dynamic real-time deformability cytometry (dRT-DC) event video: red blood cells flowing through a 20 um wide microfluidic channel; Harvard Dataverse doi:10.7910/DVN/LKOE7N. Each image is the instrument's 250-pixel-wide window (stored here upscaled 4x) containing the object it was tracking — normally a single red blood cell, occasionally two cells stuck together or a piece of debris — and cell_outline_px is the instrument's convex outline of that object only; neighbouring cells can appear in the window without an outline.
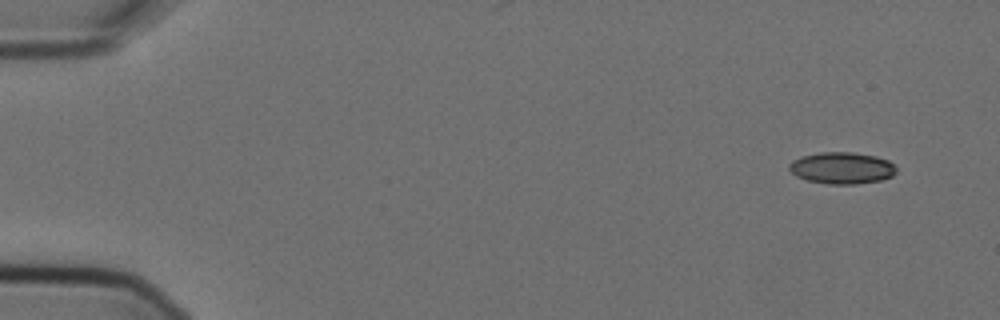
{"species": "Egyptian fruit bat (a non-hibernating species)", "species_latin": "Rousettus aegyptiacus", "temperature_condition": "cold", "stored_images_in_passage": 4, "camera_frame_rate_fps": 3000, "um_per_image_px": 0.085, "animal": {"sex": "female"}, "frame": {"image": 1, "passage_image": 1, "time_ms": 0.0, "image_size_px": [1000, 320], "cell_outline_px": [[896, 172], [892, 176], [880, 180], [856, 184], [828, 184], [808, 180], [796, 176], [788, 168], [788, 164], [792, 160], [800, 156], [820, 152], [852, 152], [876, 156], [888, 160], [896, 168]], "centroid_in_image_um": [71.53, 14.27], "position_along_channel_um": 13.5, "area_um2": 19.83}}